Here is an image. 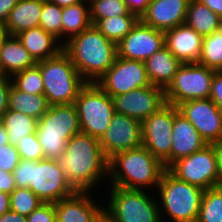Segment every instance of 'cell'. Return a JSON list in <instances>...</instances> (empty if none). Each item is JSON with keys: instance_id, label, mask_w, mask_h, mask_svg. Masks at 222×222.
Listing matches in <instances>:
<instances>
[{"instance_id": "816d5d0a", "label": "cell", "mask_w": 222, "mask_h": 222, "mask_svg": "<svg viewBox=\"0 0 222 222\" xmlns=\"http://www.w3.org/2000/svg\"><path fill=\"white\" fill-rule=\"evenodd\" d=\"M8 143L9 141H8L7 131L0 119V147L3 145H7Z\"/></svg>"}, {"instance_id": "83f0119b", "label": "cell", "mask_w": 222, "mask_h": 222, "mask_svg": "<svg viewBox=\"0 0 222 222\" xmlns=\"http://www.w3.org/2000/svg\"><path fill=\"white\" fill-rule=\"evenodd\" d=\"M89 0L76 5L62 7V41L66 42L92 25L90 19ZM63 36H67V40Z\"/></svg>"}, {"instance_id": "f546056e", "label": "cell", "mask_w": 222, "mask_h": 222, "mask_svg": "<svg viewBox=\"0 0 222 222\" xmlns=\"http://www.w3.org/2000/svg\"><path fill=\"white\" fill-rule=\"evenodd\" d=\"M139 20L136 15H122L100 19L94 25L106 38L118 44Z\"/></svg>"}, {"instance_id": "681fc988", "label": "cell", "mask_w": 222, "mask_h": 222, "mask_svg": "<svg viewBox=\"0 0 222 222\" xmlns=\"http://www.w3.org/2000/svg\"><path fill=\"white\" fill-rule=\"evenodd\" d=\"M10 210V194L0 191V216Z\"/></svg>"}, {"instance_id": "e0dca14e", "label": "cell", "mask_w": 222, "mask_h": 222, "mask_svg": "<svg viewBox=\"0 0 222 222\" xmlns=\"http://www.w3.org/2000/svg\"><path fill=\"white\" fill-rule=\"evenodd\" d=\"M165 46L164 32L143 24L140 20L118 44V56L145 62Z\"/></svg>"}, {"instance_id": "74e56055", "label": "cell", "mask_w": 222, "mask_h": 222, "mask_svg": "<svg viewBox=\"0 0 222 222\" xmlns=\"http://www.w3.org/2000/svg\"><path fill=\"white\" fill-rule=\"evenodd\" d=\"M20 161L21 157L16 146L8 143L7 145H3L0 147L1 170L8 173H13L14 169L17 167Z\"/></svg>"}, {"instance_id": "ffe728a7", "label": "cell", "mask_w": 222, "mask_h": 222, "mask_svg": "<svg viewBox=\"0 0 222 222\" xmlns=\"http://www.w3.org/2000/svg\"><path fill=\"white\" fill-rule=\"evenodd\" d=\"M171 137V164L208 145L192 123L179 113L177 106H175V118Z\"/></svg>"}, {"instance_id": "8d00e7d4", "label": "cell", "mask_w": 222, "mask_h": 222, "mask_svg": "<svg viewBox=\"0 0 222 222\" xmlns=\"http://www.w3.org/2000/svg\"><path fill=\"white\" fill-rule=\"evenodd\" d=\"M21 159L40 161L45 159L44 152L36 133L25 135L23 140H19L16 146Z\"/></svg>"}, {"instance_id": "3957f363", "label": "cell", "mask_w": 222, "mask_h": 222, "mask_svg": "<svg viewBox=\"0 0 222 222\" xmlns=\"http://www.w3.org/2000/svg\"><path fill=\"white\" fill-rule=\"evenodd\" d=\"M164 164L143 145L114 154L108 161L111 186L143 190L160 182Z\"/></svg>"}, {"instance_id": "f907efd6", "label": "cell", "mask_w": 222, "mask_h": 222, "mask_svg": "<svg viewBox=\"0 0 222 222\" xmlns=\"http://www.w3.org/2000/svg\"><path fill=\"white\" fill-rule=\"evenodd\" d=\"M48 1L57 4L59 7H68L84 2L85 0H48Z\"/></svg>"}, {"instance_id": "2e32d148", "label": "cell", "mask_w": 222, "mask_h": 222, "mask_svg": "<svg viewBox=\"0 0 222 222\" xmlns=\"http://www.w3.org/2000/svg\"><path fill=\"white\" fill-rule=\"evenodd\" d=\"M177 108L179 113L192 123L207 144L220 140L222 112L210 98L182 102L177 105Z\"/></svg>"}, {"instance_id": "d6986e66", "label": "cell", "mask_w": 222, "mask_h": 222, "mask_svg": "<svg viewBox=\"0 0 222 222\" xmlns=\"http://www.w3.org/2000/svg\"><path fill=\"white\" fill-rule=\"evenodd\" d=\"M203 36L186 24L164 32L165 46L182 63H197L202 50Z\"/></svg>"}, {"instance_id": "f35d334b", "label": "cell", "mask_w": 222, "mask_h": 222, "mask_svg": "<svg viewBox=\"0 0 222 222\" xmlns=\"http://www.w3.org/2000/svg\"><path fill=\"white\" fill-rule=\"evenodd\" d=\"M26 218L27 222H56L55 204L43 202Z\"/></svg>"}, {"instance_id": "cb8c5ba5", "label": "cell", "mask_w": 222, "mask_h": 222, "mask_svg": "<svg viewBox=\"0 0 222 222\" xmlns=\"http://www.w3.org/2000/svg\"><path fill=\"white\" fill-rule=\"evenodd\" d=\"M183 63L166 47H162L145 61L152 85L166 89Z\"/></svg>"}, {"instance_id": "e575fe53", "label": "cell", "mask_w": 222, "mask_h": 222, "mask_svg": "<svg viewBox=\"0 0 222 222\" xmlns=\"http://www.w3.org/2000/svg\"><path fill=\"white\" fill-rule=\"evenodd\" d=\"M39 27L45 32L52 34L59 41L62 39V7L42 0V11L39 20Z\"/></svg>"}, {"instance_id": "ac0fdd59", "label": "cell", "mask_w": 222, "mask_h": 222, "mask_svg": "<svg viewBox=\"0 0 222 222\" xmlns=\"http://www.w3.org/2000/svg\"><path fill=\"white\" fill-rule=\"evenodd\" d=\"M189 1L151 0L140 21L163 32L185 24Z\"/></svg>"}, {"instance_id": "8992f818", "label": "cell", "mask_w": 222, "mask_h": 222, "mask_svg": "<svg viewBox=\"0 0 222 222\" xmlns=\"http://www.w3.org/2000/svg\"><path fill=\"white\" fill-rule=\"evenodd\" d=\"M81 132L74 104L51 105L38 120L36 135L44 157L57 160L64 153L67 141Z\"/></svg>"}, {"instance_id": "277c9868", "label": "cell", "mask_w": 222, "mask_h": 222, "mask_svg": "<svg viewBox=\"0 0 222 222\" xmlns=\"http://www.w3.org/2000/svg\"><path fill=\"white\" fill-rule=\"evenodd\" d=\"M13 176L17 188H29L43 202L55 203L76 192L64 176L57 160L21 159L13 171Z\"/></svg>"}, {"instance_id": "ab89813d", "label": "cell", "mask_w": 222, "mask_h": 222, "mask_svg": "<svg viewBox=\"0 0 222 222\" xmlns=\"http://www.w3.org/2000/svg\"><path fill=\"white\" fill-rule=\"evenodd\" d=\"M209 98L222 112V71H215L214 73Z\"/></svg>"}, {"instance_id": "9c48e42d", "label": "cell", "mask_w": 222, "mask_h": 222, "mask_svg": "<svg viewBox=\"0 0 222 222\" xmlns=\"http://www.w3.org/2000/svg\"><path fill=\"white\" fill-rule=\"evenodd\" d=\"M110 188V202L105 209L114 222H162L159 202L144 190Z\"/></svg>"}, {"instance_id": "30bf717a", "label": "cell", "mask_w": 222, "mask_h": 222, "mask_svg": "<svg viewBox=\"0 0 222 222\" xmlns=\"http://www.w3.org/2000/svg\"><path fill=\"white\" fill-rule=\"evenodd\" d=\"M214 73L215 70L199 63H183L165 89L166 103L177 106L182 102L209 98Z\"/></svg>"}, {"instance_id": "f5cc1de1", "label": "cell", "mask_w": 222, "mask_h": 222, "mask_svg": "<svg viewBox=\"0 0 222 222\" xmlns=\"http://www.w3.org/2000/svg\"><path fill=\"white\" fill-rule=\"evenodd\" d=\"M7 35H8L7 30L2 24H0V51L2 48L3 40L7 37Z\"/></svg>"}, {"instance_id": "c3c4849f", "label": "cell", "mask_w": 222, "mask_h": 222, "mask_svg": "<svg viewBox=\"0 0 222 222\" xmlns=\"http://www.w3.org/2000/svg\"><path fill=\"white\" fill-rule=\"evenodd\" d=\"M104 207L96 214L92 222H114L112 215Z\"/></svg>"}, {"instance_id": "44dd1931", "label": "cell", "mask_w": 222, "mask_h": 222, "mask_svg": "<svg viewBox=\"0 0 222 222\" xmlns=\"http://www.w3.org/2000/svg\"><path fill=\"white\" fill-rule=\"evenodd\" d=\"M89 196V192L76 191L72 196L55 202L56 222H92L103 207Z\"/></svg>"}, {"instance_id": "5bb4252c", "label": "cell", "mask_w": 222, "mask_h": 222, "mask_svg": "<svg viewBox=\"0 0 222 222\" xmlns=\"http://www.w3.org/2000/svg\"><path fill=\"white\" fill-rule=\"evenodd\" d=\"M115 112L143 122L166 104L165 89L155 85L112 97Z\"/></svg>"}, {"instance_id": "bcb514c9", "label": "cell", "mask_w": 222, "mask_h": 222, "mask_svg": "<svg viewBox=\"0 0 222 222\" xmlns=\"http://www.w3.org/2000/svg\"><path fill=\"white\" fill-rule=\"evenodd\" d=\"M0 222H27V218L17 212L9 210L0 216Z\"/></svg>"}, {"instance_id": "d4e9b609", "label": "cell", "mask_w": 222, "mask_h": 222, "mask_svg": "<svg viewBox=\"0 0 222 222\" xmlns=\"http://www.w3.org/2000/svg\"><path fill=\"white\" fill-rule=\"evenodd\" d=\"M42 0H19L3 25L8 35L16 36L24 30L39 27Z\"/></svg>"}, {"instance_id": "9a60e30c", "label": "cell", "mask_w": 222, "mask_h": 222, "mask_svg": "<svg viewBox=\"0 0 222 222\" xmlns=\"http://www.w3.org/2000/svg\"><path fill=\"white\" fill-rule=\"evenodd\" d=\"M99 143L108 159L118 152L140 147L142 146V122L115 112L110 126Z\"/></svg>"}, {"instance_id": "f1b7e54d", "label": "cell", "mask_w": 222, "mask_h": 222, "mask_svg": "<svg viewBox=\"0 0 222 222\" xmlns=\"http://www.w3.org/2000/svg\"><path fill=\"white\" fill-rule=\"evenodd\" d=\"M0 119L7 131L8 141L13 146H17L25 135L36 133L38 119L31 116L7 110Z\"/></svg>"}, {"instance_id": "4dcf8cb0", "label": "cell", "mask_w": 222, "mask_h": 222, "mask_svg": "<svg viewBox=\"0 0 222 222\" xmlns=\"http://www.w3.org/2000/svg\"><path fill=\"white\" fill-rule=\"evenodd\" d=\"M197 63L215 71H222V26L203 36L201 55Z\"/></svg>"}, {"instance_id": "603a6c76", "label": "cell", "mask_w": 222, "mask_h": 222, "mask_svg": "<svg viewBox=\"0 0 222 222\" xmlns=\"http://www.w3.org/2000/svg\"><path fill=\"white\" fill-rule=\"evenodd\" d=\"M35 64L36 62L17 36L7 35L0 51V76L12 77Z\"/></svg>"}, {"instance_id": "f6af8a7d", "label": "cell", "mask_w": 222, "mask_h": 222, "mask_svg": "<svg viewBox=\"0 0 222 222\" xmlns=\"http://www.w3.org/2000/svg\"><path fill=\"white\" fill-rule=\"evenodd\" d=\"M214 149L216 162H217V168L220 176V186L222 185V142H213L211 143Z\"/></svg>"}, {"instance_id": "4fadbf2b", "label": "cell", "mask_w": 222, "mask_h": 222, "mask_svg": "<svg viewBox=\"0 0 222 222\" xmlns=\"http://www.w3.org/2000/svg\"><path fill=\"white\" fill-rule=\"evenodd\" d=\"M96 84L111 97L152 85L145 62L128 60L118 55L114 64L96 81Z\"/></svg>"}, {"instance_id": "7bdbcfd3", "label": "cell", "mask_w": 222, "mask_h": 222, "mask_svg": "<svg viewBox=\"0 0 222 222\" xmlns=\"http://www.w3.org/2000/svg\"><path fill=\"white\" fill-rule=\"evenodd\" d=\"M16 188L13 173L0 169V191L11 194Z\"/></svg>"}, {"instance_id": "ba28073f", "label": "cell", "mask_w": 222, "mask_h": 222, "mask_svg": "<svg viewBox=\"0 0 222 222\" xmlns=\"http://www.w3.org/2000/svg\"><path fill=\"white\" fill-rule=\"evenodd\" d=\"M81 133L98 140L105 134L115 114L112 97L96 82H87L74 101Z\"/></svg>"}, {"instance_id": "7dc6e473", "label": "cell", "mask_w": 222, "mask_h": 222, "mask_svg": "<svg viewBox=\"0 0 222 222\" xmlns=\"http://www.w3.org/2000/svg\"><path fill=\"white\" fill-rule=\"evenodd\" d=\"M222 18V0H197Z\"/></svg>"}, {"instance_id": "b9f144b4", "label": "cell", "mask_w": 222, "mask_h": 222, "mask_svg": "<svg viewBox=\"0 0 222 222\" xmlns=\"http://www.w3.org/2000/svg\"><path fill=\"white\" fill-rule=\"evenodd\" d=\"M130 13L135 14L139 19L146 12L151 0H123Z\"/></svg>"}, {"instance_id": "d6a6232c", "label": "cell", "mask_w": 222, "mask_h": 222, "mask_svg": "<svg viewBox=\"0 0 222 222\" xmlns=\"http://www.w3.org/2000/svg\"><path fill=\"white\" fill-rule=\"evenodd\" d=\"M92 25L108 17L135 15L129 12L123 0H89Z\"/></svg>"}, {"instance_id": "60d3db41", "label": "cell", "mask_w": 222, "mask_h": 222, "mask_svg": "<svg viewBox=\"0 0 222 222\" xmlns=\"http://www.w3.org/2000/svg\"><path fill=\"white\" fill-rule=\"evenodd\" d=\"M11 85V77L0 76V118L8 110V96Z\"/></svg>"}, {"instance_id": "836d02e7", "label": "cell", "mask_w": 222, "mask_h": 222, "mask_svg": "<svg viewBox=\"0 0 222 222\" xmlns=\"http://www.w3.org/2000/svg\"><path fill=\"white\" fill-rule=\"evenodd\" d=\"M11 80L12 84L20 91L30 94H43L44 92L43 79L37 64L14 74Z\"/></svg>"}, {"instance_id": "7402d4cb", "label": "cell", "mask_w": 222, "mask_h": 222, "mask_svg": "<svg viewBox=\"0 0 222 222\" xmlns=\"http://www.w3.org/2000/svg\"><path fill=\"white\" fill-rule=\"evenodd\" d=\"M16 36L35 62L55 57L63 50V44L41 27L24 30Z\"/></svg>"}, {"instance_id": "4316f807", "label": "cell", "mask_w": 222, "mask_h": 222, "mask_svg": "<svg viewBox=\"0 0 222 222\" xmlns=\"http://www.w3.org/2000/svg\"><path fill=\"white\" fill-rule=\"evenodd\" d=\"M185 24L200 35L206 36L222 26V18L197 0H190Z\"/></svg>"}, {"instance_id": "d590c367", "label": "cell", "mask_w": 222, "mask_h": 222, "mask_svg": "<svg viewBox=\"0 0 222 222\" xmlns=\"http://www.w3.org/2000/svg\"><path fill=\"white\" fill-rule=\"evenodd\" d=\"M43 201L29 188H15L10 194V210L27 217Z\"/></svg>"}, {"instance_id": "1f68e13d", "label": "cell", "mask_w": 222, "mask_h": 222, "mask_svg": "<svg viewBox=\"0 0 222 222\" xmlns=\"http://www.w3.org/2000/svg\"><path fill=\"white\" fill-rule=\"evenodd\" d=\"M196 222H222V185L204 190Z\"/></svg>"}, {"instance_id": "5b68a950", "label": "cell", "mask_w": 222, "mask_h": 222, "mask_svg": "<svg viewBox=\"0 0 222 222\" xmlns=\"http://www.w3.org/2000/svg\"><path fill=\"white\" fill-rule=\"evenodd\" d=\"M36 64L40 67L43 94L48 105L74 104L87 81L76 70L69 56L62 50L57 56Z\"/></svg>"}, {"instance_id": "8fae6325", "label": "cell", "mask_w": 222, "mask_h": 222, "mask_svg": "<svg viewBox=\"0 0 222 222\" xmlns=\"http://www.w3.org/2000/svg\"><path fill=\"white\" fill-rule=\"evenodd\" d=\"M167 170L179 180L203 190L220 186L216 157L211 144L189 156L178 159Z\"/></svg>"}, {"instance_id": "6da1fadb", "label": "cell", "mask_w": 222, "mask_h": 222, "mask_svg": "<svg viewBox=\"0 0 222 222\" xmlns=\"http://www.w3.org/2000/svg\"><path fill=\"white\" fill-rule=\"evenodd\" d=\"M108 161L99 140L81 132L67 141L64 153L57 159L73 189L90 193L102 178H110Z\"/></svg>"}, {"instance_id": "52a82bcc", "label": "cell", "mask_w": 222, "mask_h": 222, "mask_svg": "<svg viewBox=\"0 0 222 222\" xmlns=\"http://www.w3.org/2000/svg\"><path fill=\"white\" fill-rule=\"evenodd\" d=\"M157 191L161 199L158 202L162 222H167L163 220L165 213L173 222L197 221L203 189L179 180L166 169L161 176Z\"/></svg>"}, {"instance_id": "ee69618b", "label": "cell", "mask_w": 222, "mask_h": 222, "mask_svg": "<svg viewBox=\"0 0 222 222\" xmlns=\"http://www.w3.org/2000/svg\"><path fill=\"white\" fill-rule=\"evenodd\" d=\"M19 0H0V24L4 25L9 13Z\"/></svg>"}, {"instance_id": "484cf974", "label": "cell", "mask_w": 222, "mask_h": 222, "mask_svg": "<svg viewBox=\"0 0 222 222\" xmlns=\"http://www.w3.org/2000/svg\"><path fill=\"white\" fill-rule=\"evenodd\" d=\"M44 94H30L18 90L13 84L8 96V110L40 119L48 110Z\"/></svg>"}, {"instance_id": "7a4b0ae2", "label": "cell", "mask_w": 222, "mask_h": 222, "mask_svg": "<svg viewBox=\"0 0 222 222\" xmlns=\"http://www.w3.org/2000/svg\"><path fill=\"white\" fill-rule=\"evenodd\" d=\"M63 51L87 82H96L118 55L117 44L106 38L95 25L64 42Z\"/></svg>"}, {"instance_id": "7c38bea8", "label": "cell", "mask_w": 222, "mask_h": 222, "mask_svg": "<svg viewBox=\"0 0 222 222\" xmlns=\"http://www.w3.org/2000/svg\"><path fill=\"white\" fill-rule=\"evenodd\" d=\"M175 105L166 103L142 122V145L167 169L171 165Z\"/></svg>"}]
</instances>
